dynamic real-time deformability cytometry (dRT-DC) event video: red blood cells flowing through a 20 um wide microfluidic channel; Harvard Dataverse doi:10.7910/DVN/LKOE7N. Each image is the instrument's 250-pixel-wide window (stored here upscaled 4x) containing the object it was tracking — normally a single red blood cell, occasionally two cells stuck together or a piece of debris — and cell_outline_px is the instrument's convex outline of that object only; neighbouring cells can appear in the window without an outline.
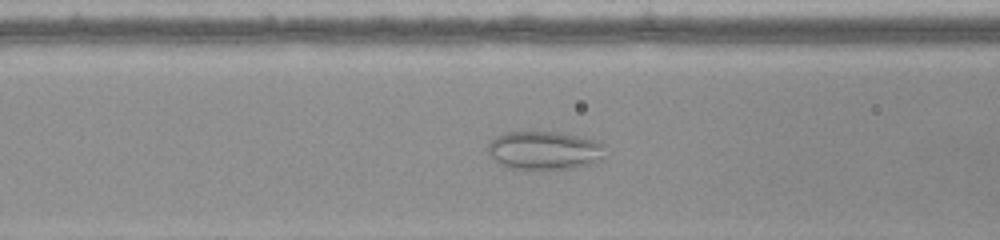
{"species": "common noctule bat (a hibernating species)", "species_latin": "Nyctalus noctula", "temperature_condition": "warm", "stored_images_in_passage": 51, "camera_frame_rate_fps": 3000, "um_per_image_px": 0.085, "animal": {"sex": "female", "body_mass_g": 22.0, "forearm_length_mm": 56.7}, "frame": {"image": 1, "passage_image": 20, "time_ms": 6.333, "image_size_px": [1000, 240], "cell_outline_px": [[604, 144], [600, 160], [596, 164], [572, 168], [512, 168], [500, 164], [488, 152], [488, 144], [496, 136], [504, 132], [560, 132], [592, 140]], "centroid_in_image_um": [46.27, 12.77], "position_along_channel_um": 120.3, "area_um2": 25.78}}
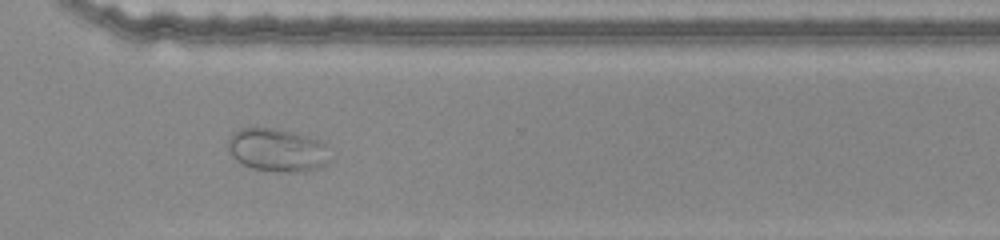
{"frame": {"image": 2, "passage_image": 37, "time_ms": 12.0, "image_size_px": [1000, 240], "cell_outline_px": [[332, 160], [328, 164], [320, 168], [296, 172], [284, 172], [252, 168], [240, 164], [232, 156], [228, 148], [228, 140], [232, 132], [240, 128], [272, 128], [308, 136], [324, 144]], "centroid_in_image_um": [23.56, 12.77], "position_along_channel_um": 347.0, "area_um2": 25.66}}
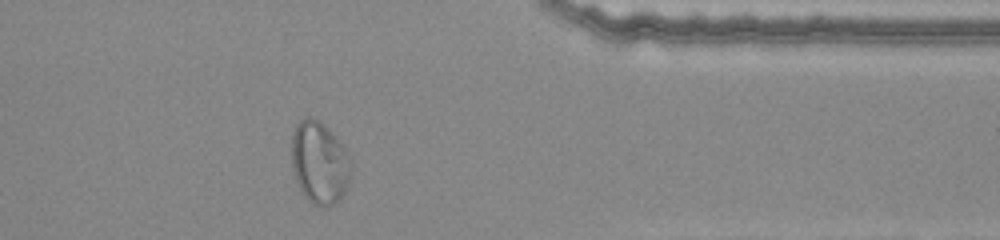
{"frame": {"image": 3, "passage_image": 41, "time_ms": 13.333, "image_size_px": [1000, 240], "cell_outline_px": [[352, 172], [348, 184], [344, 192], [332, 204], [312, 204], [304, 196], [296, 180], [292, 168], [292, 132], [296, 124], [300, 120], [308, 116], [320, 120], [328, 128], [344, 148], [352, 164]], "centroid_in_image_um": [27.14, 13.78], "position_along_channel_um": 384.3, "area_um2": 28.26}}